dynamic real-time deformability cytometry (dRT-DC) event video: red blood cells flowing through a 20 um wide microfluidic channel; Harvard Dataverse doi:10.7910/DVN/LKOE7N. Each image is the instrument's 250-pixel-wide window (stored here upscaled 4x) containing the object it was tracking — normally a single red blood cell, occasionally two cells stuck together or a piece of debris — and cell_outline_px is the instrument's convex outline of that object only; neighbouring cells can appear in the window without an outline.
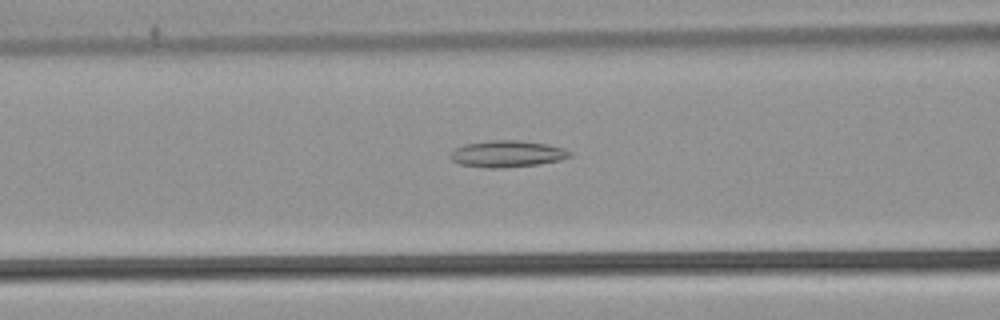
{"species": "common noctule bat (a hibernating species)", "species_latin": "Nyctalus noctula", "temperature_condition": "warm", "stored_images_in_passage": 54, "camera_frame_rate_fps": 3000, "um_per_image_px": 0.085, "animal": {"sex": "male", "body_mass_g": 21.5, "forearm_length_mm": 52.0}, "frame": {"image": 1, "passage_image": 23, "time_ms": 7.333, "image_size_px": [1000, 320], "cell_outline_px": [[572, 156], [560, 160], [540, 164], [496, 168], [488, 168], [460, 164], [452, 160], [448, 156], [456, 148], [464, 144], [492, 140], [516, 140], [548, 144], [564, 148], [572, 152]], "centroid_in_image_um": [43.13, 13.07], "position_along_channel_um": 123.5, "area_um2": 18.5}}
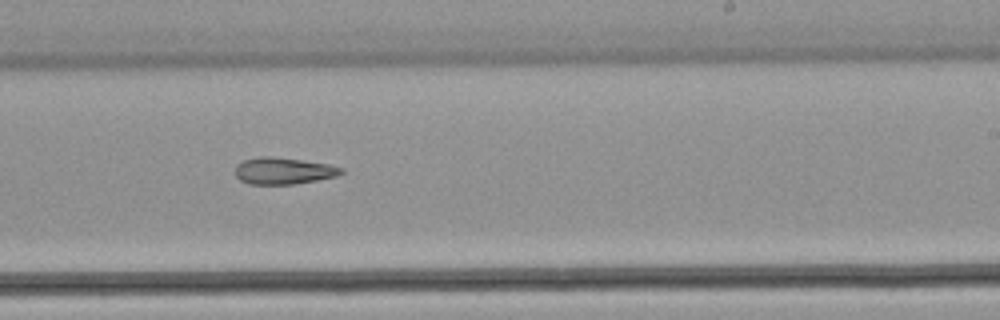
{"frame": {"image": 2, "passage_image": 34, "time_ms": 11.0, "image_size_px": [1000, 320], "cell_outline_px": [[344, 172], [336, 176], [316, 180], [292, 184], [248, 184], [240, 180], [236, 176], [236, 164], [244, 160], [260, 156], [272, 156], [304, 160], [328, 164], [344, 168]], "centroid_in_image_um": [24.09, 14.51], "position_along_channel_um": 264.9, "area_um2": 16.53}}
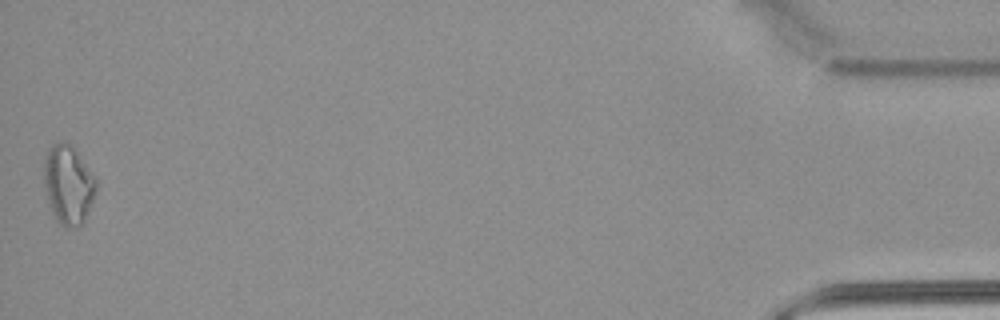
{"frame": {"image": 3, "passage_image": 54, "time_ms": 17.667, "image_size_px": [1000, 320], "cell_outline_px": [[96, 188], [92, 200], [84, 220], [76, 228], [64, 228], [56, 220], [52, 212], [48, 200], [44, 184], [44, 160], [48, 148], [56, 140], [68, 140], [72, 144], [96, 176]], "centroid_in_image_um": [5.79, 15.63], "position_along_channel_um": 429.4, "area_um2": 24.39}}